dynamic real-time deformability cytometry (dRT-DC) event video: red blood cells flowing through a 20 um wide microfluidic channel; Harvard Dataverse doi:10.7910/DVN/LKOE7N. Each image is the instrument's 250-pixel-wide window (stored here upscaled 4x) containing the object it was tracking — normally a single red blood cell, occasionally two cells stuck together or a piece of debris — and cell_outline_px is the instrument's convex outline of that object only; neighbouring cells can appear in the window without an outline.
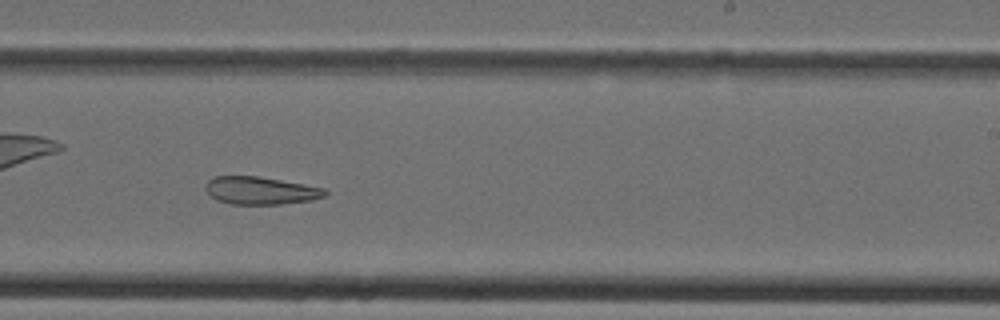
{"species": "Egyptian fruit bat (a non-hibernating species)", "species_latin": "Rousettus aegyptiacus", "temperature_condition": "cold", "stored_images_in_passage": 28, "camera_frame_rate_fps": 3000, "um_per_image_px": 0.085, "animal": {"sex": "female"}, "frame": {"image": 1, "passage_image": 13, "time_ms": 4.0, "image_size_px": [1000, 320], "cell_outline_px": [[328, 192], [324, 196], [312, 200], [284, 204], [232, 204], [216, 200], [204, 188], [208, 180], [216, 176], [260, 176], [324, 188]], "centroid_in_image_um": [22.14, 16.2], "position_along_channel_um": 266.9, "area_um2": 19.25}}
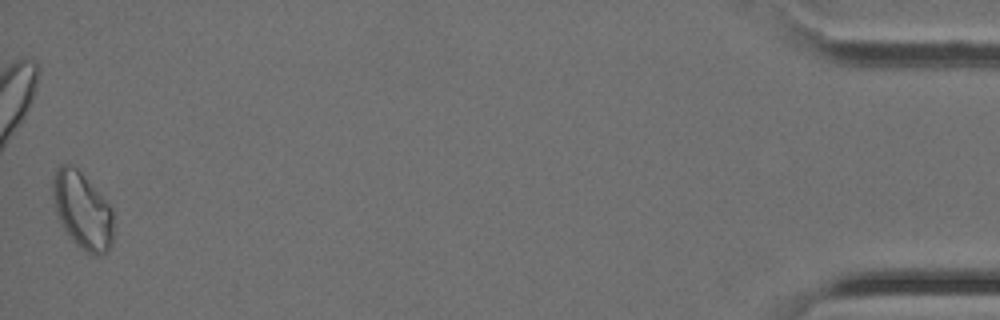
{"frame": {"image": 2, "passage_image": 28, "time_ms": 9.0, "image_size_px": [1000, 320], "cell_outline_px": [[112, 240], [108, 252], [100, 256], [96, 256], [80, 248], [72, 240], [64, 228], [56, 212], [52, 192], [52, 184], [56, 168], [60, 164], [72, 164], [80, 172], [112, 208]], "centroid_in_image_um": [6.99, 17.9], "position_along_channel_um": 428.2, "area_um2": 26.76}}